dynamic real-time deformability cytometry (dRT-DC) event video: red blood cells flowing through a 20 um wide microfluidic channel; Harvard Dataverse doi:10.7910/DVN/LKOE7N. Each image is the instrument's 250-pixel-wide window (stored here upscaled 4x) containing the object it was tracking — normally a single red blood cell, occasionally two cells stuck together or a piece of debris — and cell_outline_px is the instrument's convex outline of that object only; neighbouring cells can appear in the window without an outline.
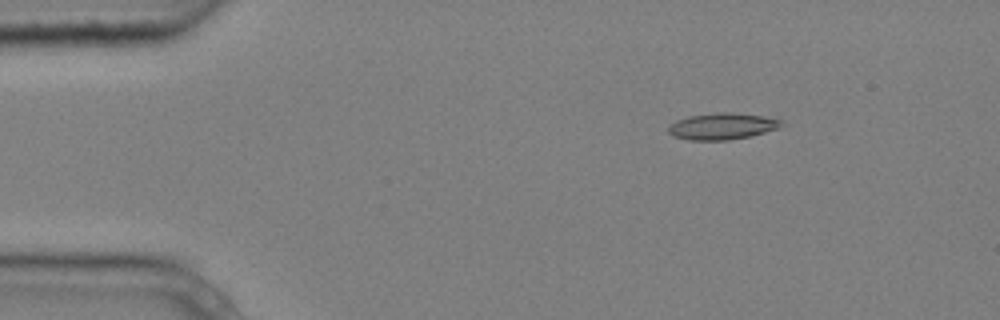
{"species": "common noctule bat (a hibernating species)", "species_latin": "Nyctalus noctula", "temperature_condition": "cold", "stored_images_in_passage": 3, "camera_frame_rate_fps": 3000, "um_per_image_px": 0.085, "animal": {"sex": "male", "body_mass_g": 20.4}, "frame": {"image": 1, "passage_image": 2, "time_ms": 0.333, "image_size_px": [1000, 320], "cell_outline_px": [[784, 124], [780, 128], [752, 136], [728, 140], [688, 140], [672, 136], [668, 132], [668, 128], [676, 120], [688, 116], [716, 112], [728, 112], [764, 116], [780, 120]], "centroid_in_image_um": [61.39, 10.74], "position_along_channel_um": 23.6, "area_um2": 17.57}}